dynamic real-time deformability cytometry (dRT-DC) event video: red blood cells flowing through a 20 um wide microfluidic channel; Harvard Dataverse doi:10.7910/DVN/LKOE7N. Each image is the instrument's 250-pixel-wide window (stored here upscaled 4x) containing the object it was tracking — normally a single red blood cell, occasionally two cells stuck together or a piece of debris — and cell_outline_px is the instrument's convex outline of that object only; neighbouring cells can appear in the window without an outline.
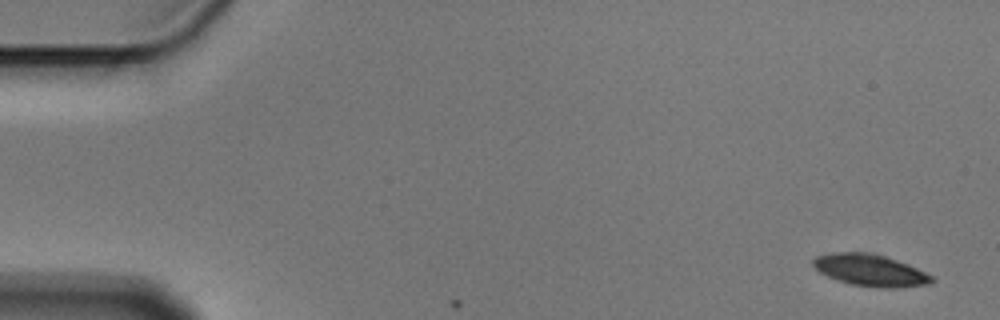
{"species": "Egyptian fruit bat (a non-hibernating species)", "species_latin": "Rousettus aegyptiacus", "temperature_condition": "cold", "stored_images_in_passage": 9, "camera_frame_rate_fps": 3000, "um_per_image_px": 0.085, "animal": {"sex": "male"}, "frame": {"image": 1, "passage_image": 1, "time_ms": 0.0, "image_size_px": [1000, 320], "cell_outline_px": [[936, 280], [928, 284], [896, 288], [876, 288], [848, 284], [836, 280], [820, 272], [812, 264], [812, 260], [816, 256], [832, 252], [864, 252], [884, 256], [908, 264], [932, 276]], "centroid_in_image_um": [73.95, 22.98], "position_along_channel_um": 11.1, "area_um2": 22.02}}
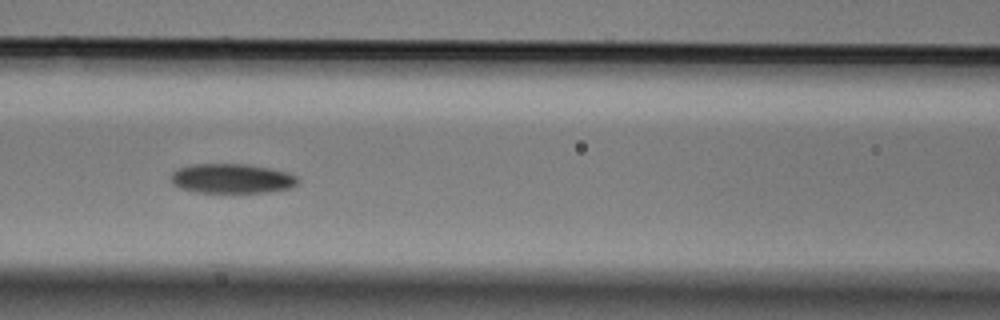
{"frame": {"image": 2, "passage_image": 7, "time_ms": 2.0, "image_size_px": [1000, 320], "cell_outline_px": [[300, 180], [292, 188], [268, 192], [196, 192], [180, 188], [172, 184], [172, 172], [176, 168], [192, 164], [248, 164], [288, 172], [296, 176]], "centroid_in_image_um": [19.71, 15.17], "position_along_channel_um": 146.9, "area_um2": 21.96}}
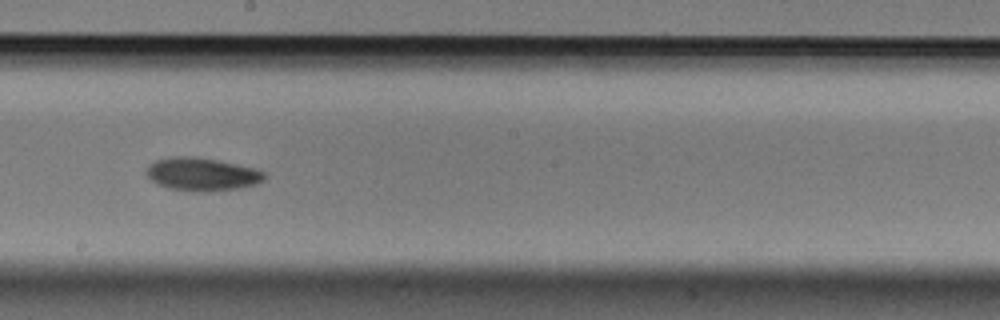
{"frame": {"image": 3, "passage_image": 9, "time_ms": 2.667, "image_size_px": [1000, 320], "cell_outline_px": [[264, 180], [256, 184], [240, 188], [208, 192], [196, 192], [168, 188], [156, 184], [144, 172], [144, 168], [148, 164], [156, 160], [172, 156], [196, 156], [256, 168], [264, 172]], "centroid_in_image_um": [17.12, 14.81], "position_along_channel_um": 231.1, "area_um2": 23.06}}